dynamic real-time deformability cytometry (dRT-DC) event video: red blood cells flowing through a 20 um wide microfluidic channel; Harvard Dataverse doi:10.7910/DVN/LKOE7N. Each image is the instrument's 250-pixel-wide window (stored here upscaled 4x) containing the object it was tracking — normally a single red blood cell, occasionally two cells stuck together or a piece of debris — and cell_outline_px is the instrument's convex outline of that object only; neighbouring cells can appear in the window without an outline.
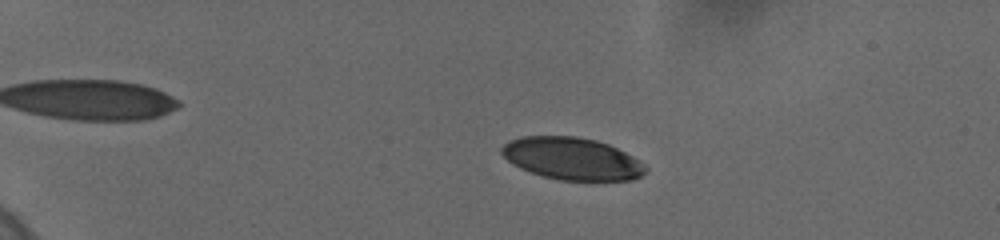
{"species": "human", "species_latin": "Homo sapiens", "temperature_condition": "cold", "stored_images_in_passage": 29, "camera_frame_rate_fps": 3000, "um_per_image_px": 0.085, "donor": {"sex": "female"}, "frame": {"image": 1, "passage_image": 9, "time_ms": 4.333, "image_size_px": [1000, 240], "cell_outline_px": [[648, 168], [640, 176], [632, 180], [560, 180], [544, 176], [520, 168], [512, 164], [500, 152], [500, 148], [508, 140], [520, 136], [576, 136], [596, 140], [608, 144], [632, 156], [644, 164]], "centroid_in_image_um": [48.59, 13.47], "position_along_channel_um": 36.4, "area_um2": 35.32}}
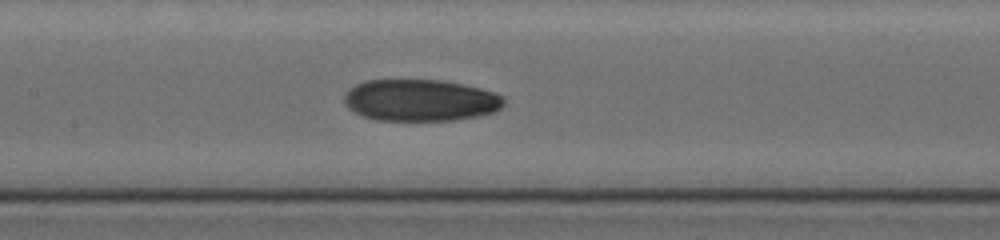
{"frame": {"image": 2, "passage_image": 20, "time_ms": 10.333, "image_size_px": [1000, 240], "cell_outline_px": [[504, 104], [496, 112], [480, 116], [456, 120], [376, 120], [352, 112], [344, 104], [344, 96], [348, 88], [364, 80], [440, 80], [480, 88], [496, 92], [504, 96]], "centroid_in_image_um": [35.73, 8.52], "position_along_channel_um": 171.7, "area_um2": 39.19}}
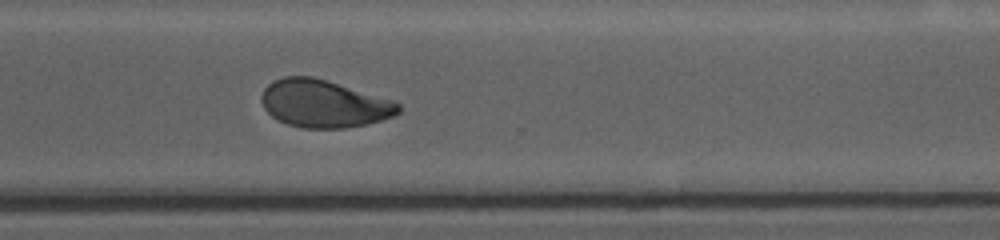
{"frame": {"image": 3, "passage_image": 29, "time_ms": 15.0, "image_size_px": [1000, 240], "cell_outline_px": [[400, 112], [392, 116], [380, 120], [364, 124], [344, 128], [304, 128], [288, 124], [272, 116], [264, 108], [264, 88], [272, 80], [284, 76], [312, 76], [392, 100], [400, 104]], "centroid_in_image_um": [27.52, 8.81], "position_along_channel_um": 343.1, "area_um2": 37.28}}